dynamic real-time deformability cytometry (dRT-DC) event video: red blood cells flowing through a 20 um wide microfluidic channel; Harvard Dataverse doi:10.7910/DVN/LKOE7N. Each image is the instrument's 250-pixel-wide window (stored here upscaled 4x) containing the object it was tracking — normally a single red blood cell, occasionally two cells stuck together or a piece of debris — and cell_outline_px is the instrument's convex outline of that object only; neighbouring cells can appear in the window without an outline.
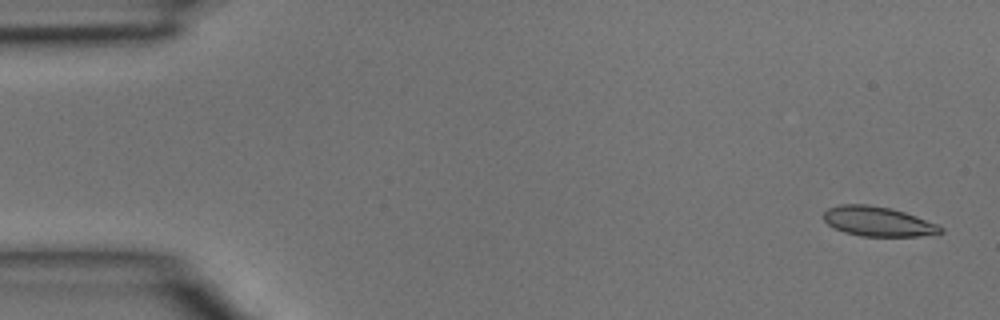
{"species": "common noctule bat (a hibernating species)", "species_latin": "Nyctalus noctula", "temperature_condition": "room temperature", "stored_images_in_passage": 5, "camera_frame_rate_fps": 3000, "um_per_image_px": 0.085, "animal": {"sex": "male", "body_mass_g": 15.6}, "frame": {"image": 1, "passage_image": 1, "time_ms": 0.0, "image_size_px": [1000, 320], "cell_outline_px": [[944, 232], [920, 236], [860, 236], [844, 232], [828, 224], [820, 216], [828, 208], [840, 204], [868, 204], [892, 208], [916, 216], [936, 224], [944, 228]], "centroid_in_image_um": [74.6, 18.81], "position_along_channel_um": 10.4, "area_um2": 20.29}}
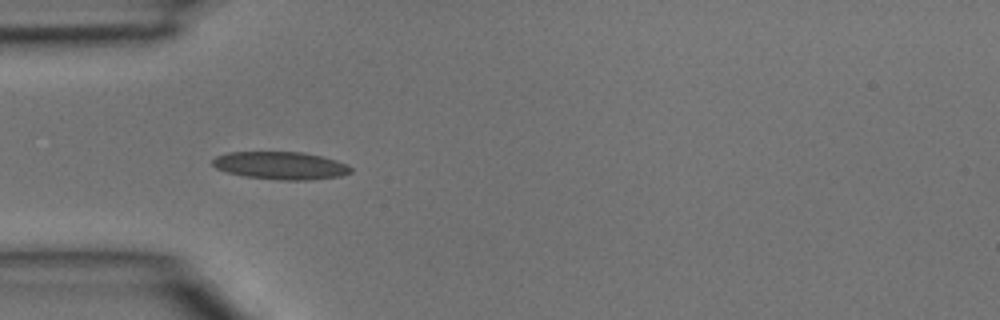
{"frame": {"image": 2, "passage_image": 4, "time_ms": 1.0, "image_size_px": [1000, 320], "cell_outline_px": [[352, 172], [340, 176], [312, 180], [280, 180], [244, 176], [228, 172], [216, 168], [212, 164], [212, 160], [216, 156], [228, 152], [300, 152], [320, 156], [336, 160], [352, 168]], "centroid_in_image_um": [23.84, 14.07], "position_along_channel_um": 61.2, "area_um2": 22.2}}
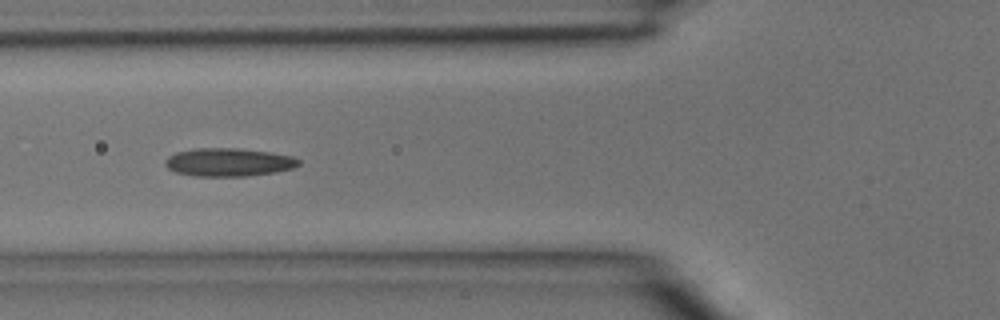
{"frame": {"image": 3, "passage_image": 5, "time_ms": 1.333, "image_size_px": [1000, 320], "cell_outline_px": [[300, 164], [292, 168], [276, 172], [248, 176], [192, 176], [176, 172], [168, 168], [164, 164], [164, 160], [168, 156], [176, 152], [196, 148], [236, 148], [268, 152], [292, 156], [300, 160]], "centroid_in_image_um": [19.4, 13.79], "position_along_channel_um": 106.4, "area_um2": 21.96}}